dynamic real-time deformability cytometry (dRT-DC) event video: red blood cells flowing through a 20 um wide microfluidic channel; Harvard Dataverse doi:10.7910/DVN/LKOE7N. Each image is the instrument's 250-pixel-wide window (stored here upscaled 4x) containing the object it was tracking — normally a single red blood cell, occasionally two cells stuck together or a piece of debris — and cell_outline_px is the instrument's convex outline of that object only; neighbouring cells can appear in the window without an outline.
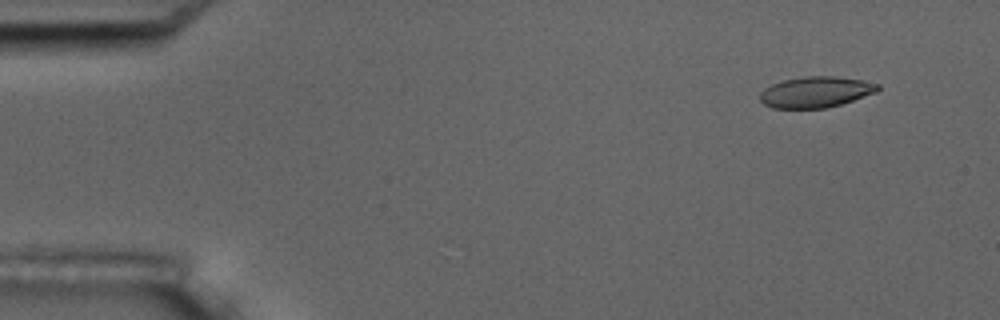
{"species": "common noctule bat (a hibernating species)", "species_latin": "Nyctalus noctula", "temperature_condition": "room temperature", "stored_images_in_passage": 5, "camera_frame_rate_fps": 3000, "um_per_image_px": 0.085, "animal": {"sex": "male", "body_mass_g": 17.5, "forearm_length_mm": 52.3}, "frame": {"image": 1, "passage_image": 2, "time_ms": 1.333, "image_size_px": [1000, 320], "cell_outline_px": [[880, 88], [876, 92], [828, 108], [772, 108], [764, 104], [760, 100], [760, 92], [764, 88], [772, 84], [784, 80], [804, 76], [836, 76], [864, 80], [880, 84]], "centroid_in_image_um": [69.34, 7.81], "position_along_channel_um": 15.7, "area_um2": 21.27}}
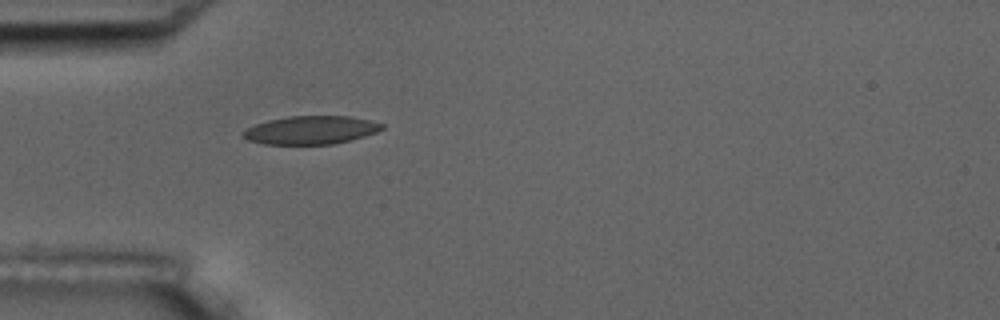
{"frame": {"image": 2, "passage_image": 5, "time_ms": 5.333, "image_size_px": [1000, 320], "cell_outline_px": [[384, 128], [376, 132], [352, 140], [332, 144], [264, 144], [248, 140], [240, 132], [256, 124], [268, 120], [288, 116], [352, 116], [384, 124]], "centroid_in_image_um": [26.43, 11.05], "position_along_channel_um": 58.6, "area_um2": 22.83}}